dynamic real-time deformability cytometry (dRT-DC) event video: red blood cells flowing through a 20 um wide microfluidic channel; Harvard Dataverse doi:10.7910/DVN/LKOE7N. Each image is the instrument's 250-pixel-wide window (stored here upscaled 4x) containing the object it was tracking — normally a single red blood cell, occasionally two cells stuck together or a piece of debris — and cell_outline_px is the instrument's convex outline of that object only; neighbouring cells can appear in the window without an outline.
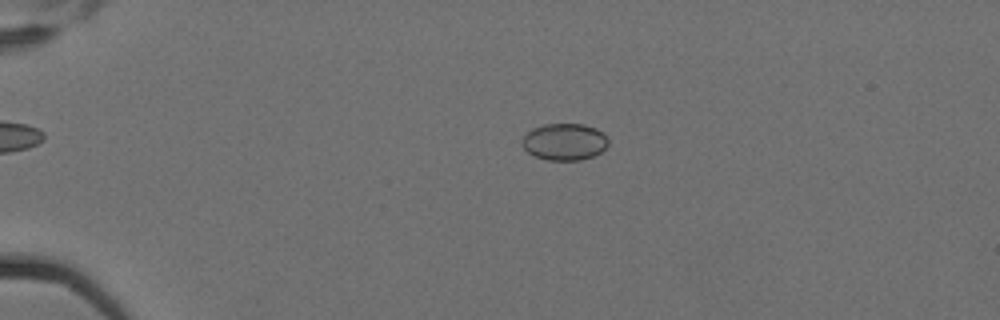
{"species": "Egyptian fruit bat (a non-hibernating species)", "species_latin": "Rousettus aegyptiacus", "temperature_condition": "cold", "stored_images_in_passage": 8, "camera_frame_rate_fps": 3000, "um_per_image_px": 0.085, "animal": {"sex": "female"}, "frame": {"image": 1, "passage_image": 4, "time_ms": 1.0, "image_size_px": [1000, 320], "cell_outline_px": [[608, 144], [600, 152], [592, 156], [580, 160], [548, 160], [536, 156], [528, 152], [524, 148], [520, 140], [532, 128], [544, 124], [584, 124], [596, 128], [604, 132], [608, 136]], "centroid_in_image_um": [47.99, 12.04], "position_along_channel_um": 37.0, "area_um2": 18.55}}
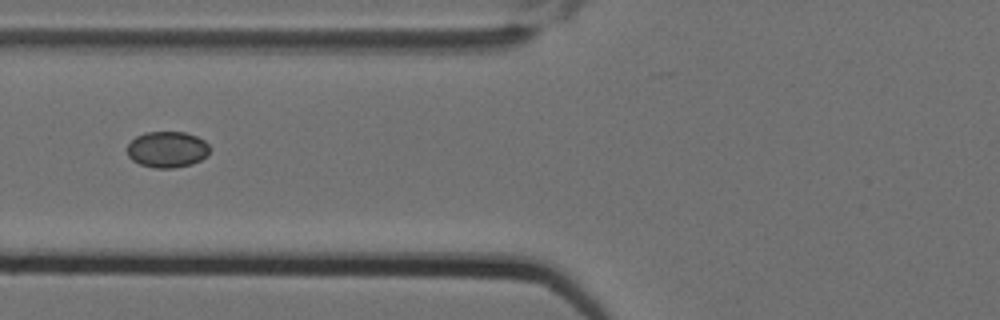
{"frame": {"image": 2, "passage_image": 7, "time_ms": 2.0, "image_size_px": [1000, 320], "cell_outline_px": [[208, 156], [192, 164], [172, 168], [156, 168], [140, 164], [132, 160], [128, 156], [128, 144], [136, 136], [144, 132], [184, 132], [196, 136], [204, 140], [208, 144]], "centroid_in_image_um": [14.21, 12.7], "position_along_channel_um": 111.6, "area_um2": 17.34}}
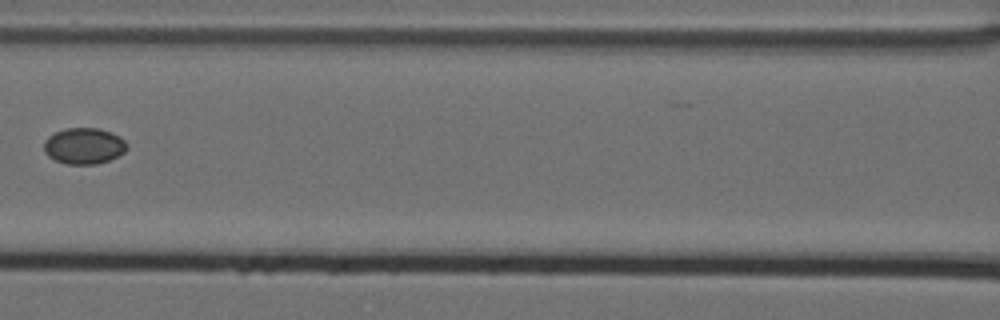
{"frame": {"image": 3, "passage_image": 8, "time_ms": 2.333, "image_size_px": [1000, 320], "cell_outline_px": [[128, 148], [124, 152], [108, 160], [96, 164], [68, 164], [56, 160], [48, 156], [44, 152], [44, 140], [48, 136], [64, 128], [100, 128], [112, 132], [120, 136], [128, 144]], "centroid_in_image_um": [7.14, 12.39], "position_along_channel_um": 159.5, "area_um2": 17.57}}